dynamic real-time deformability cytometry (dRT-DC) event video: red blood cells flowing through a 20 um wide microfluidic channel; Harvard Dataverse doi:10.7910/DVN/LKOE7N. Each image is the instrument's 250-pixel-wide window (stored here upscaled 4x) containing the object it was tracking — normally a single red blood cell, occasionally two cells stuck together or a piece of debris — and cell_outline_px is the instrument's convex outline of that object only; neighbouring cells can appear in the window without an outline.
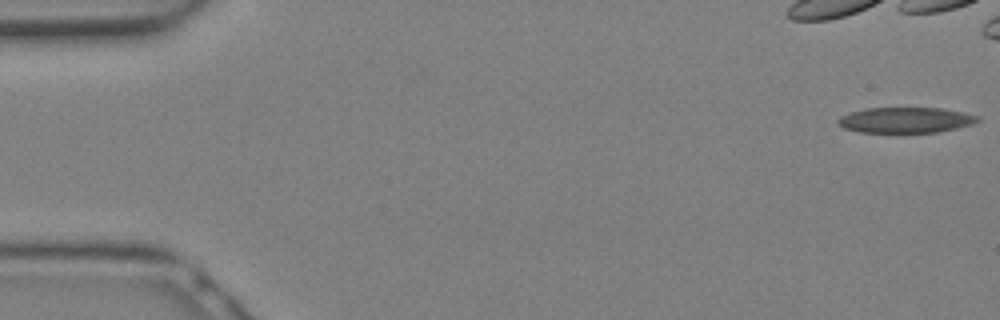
{"species": "Egyptian fruit bat (a non-hibernating species)", "species_latin": "Rousettus aegyptiacus", "temperature_condition": "warm", "stored_images_in_passage": 12, "camera_frame_rate_fps": 3000, "um_per_image_px": 0.085, "animal": {"sex": "female"}, "frame": {"image": 1, "passage_image": 1, "time_ms": 0.0, "image_size_px": [1000, 320], "cell_outline_px": [[980, 120], [972, 124], [940, 132], [856, 132], [844, 128], [836, 124], [836, 120], [840, 116], [848, 112], [864, 108], [940, 108], [964, 112], [980, 116]], "centroid_in_image_um": [76.93, 10.2], "position_along_channel_um": 8.1, "area_um2": 21.04}}